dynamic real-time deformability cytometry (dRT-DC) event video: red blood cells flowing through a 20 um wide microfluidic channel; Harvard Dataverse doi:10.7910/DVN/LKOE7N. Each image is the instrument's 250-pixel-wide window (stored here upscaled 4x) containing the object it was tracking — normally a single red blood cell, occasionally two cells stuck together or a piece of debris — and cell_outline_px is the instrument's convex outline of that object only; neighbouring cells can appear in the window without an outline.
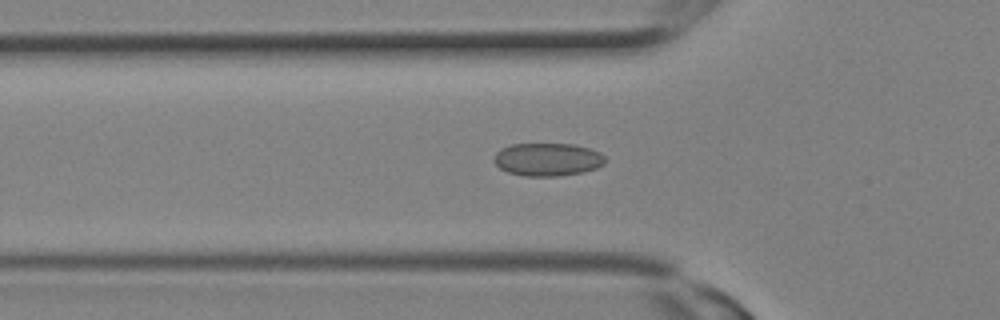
{"species": "Egyptian fruit bat (a non-hibernating species)", "species_latin": "Rousettus aegyptiacus", "temperature_condition": "room temperature", "stored_images_in_passage": 3, "camera_frame_rate_fps": 3000, "um_per_image_px": 0.085, "animal": {"sex": "female"}, "frame": {"image": 1, "passage_image": 3, "time_ms": 0.667, "image_size_px": [1000, 320], "cell_outline_px": [[608, 160], [604, 164], [596, 168], [584, 172], [560, 176], [524, 176], [508, 172], [500, 168], [492, 160], [496, 152], [500, 148], [512, 144], [576, 144], [592, 148], [600, 152]], "centroid_in_image_um": [46.57, 13.55], "position_along_channel_um": 79.2, "area_um2": 21.73}}